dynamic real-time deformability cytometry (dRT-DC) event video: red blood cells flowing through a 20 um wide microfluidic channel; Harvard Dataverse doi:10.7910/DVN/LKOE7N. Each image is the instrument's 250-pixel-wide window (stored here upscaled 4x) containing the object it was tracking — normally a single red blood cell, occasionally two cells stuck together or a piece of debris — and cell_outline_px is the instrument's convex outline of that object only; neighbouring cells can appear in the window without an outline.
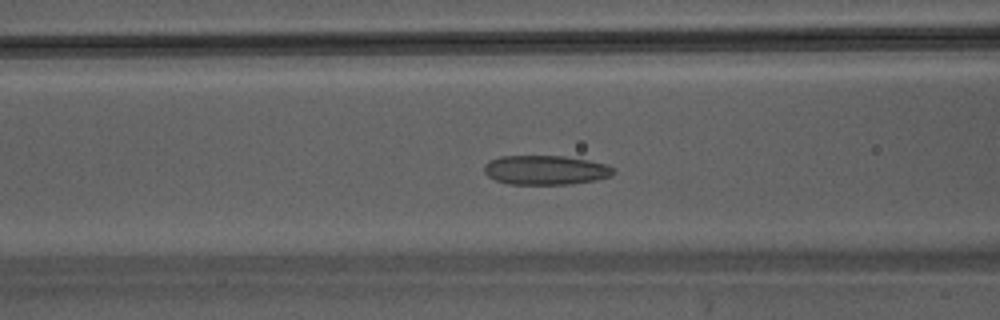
{"species": "Egyptian fruit bat (a non-hibernating species)", "species_latin": "Rousettus aegyptiacus", "temperature_condition": "warm", "stored_images_in_passage": 45, "camera_frame_rate_fps": 3000, "um_per_image_px": 0.085, "animal": {"sex": "male"}, "frame": {"image": 1, "passage_image": 18, "time_ms": 5.667, "image_size_px": [1000, 320], "cell_outline_px": [[616, 172], [612, 176], [596, 180], [572, 184], [508, 184], [496, 180], [488, 176], [484, 172], [484, 164], [488, 160], [500, 156], [564, 156], [588, 160], [608, 164], [616, 168]], "centroid_in_image_um": [46.41, 14.45], "position_along_channel_um": 120.2, "area_um2": 22.43}}
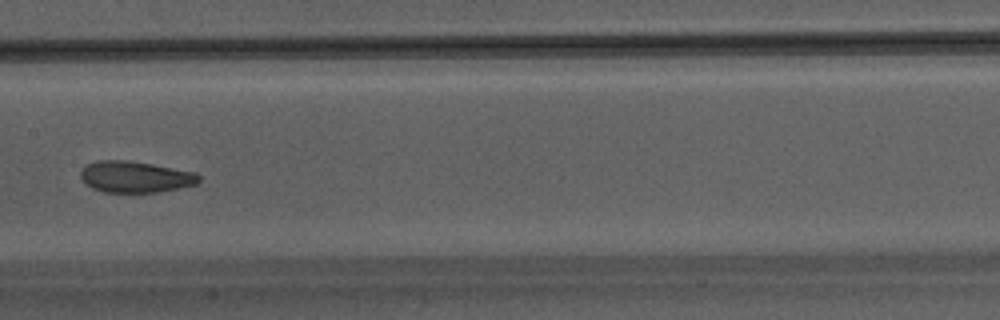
{"frame": {"image": 2, "passage_image": 23, "time_ms": 7.333, "image_size_px": [1000, 320], "cell_outline_px": [[200, 180], [196, 184], [156, 192], [104, 192], [92, 188], [80, 176], [80, 172], [88, 164], [100, 160], [124, 160], [152, 164], [196, 172], [200, 176]], "centroid_in_image_um": [11.51, 15.03], "position_along_channel_um": 195.9, "area_um2": 21.27}}
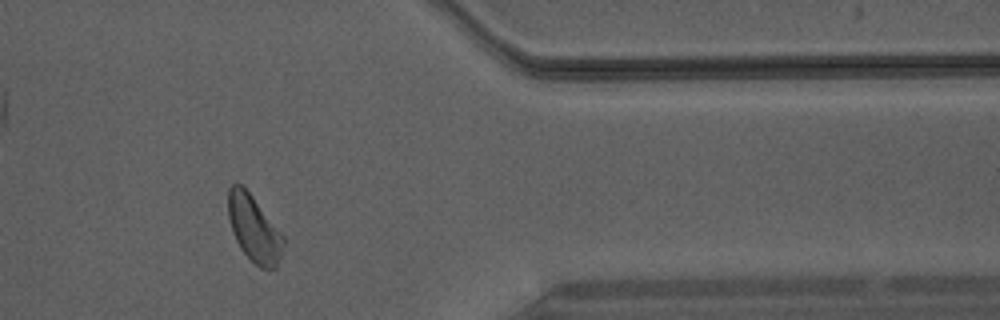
{"frame": {"image": 3, "passage_image": 37, "time_ms": 12.0, "image_size_px": [1000, 320], "cell_outline_px": [[284, 244], [280, 260], [276, 268], [260, 268], [240, 248], [232, 232], [228, 216], [228, 188], [236, 180], [252, 196], [284, 236]], "centroid_in_image_um": [21.58, 19.42], "position_along_channel_um": 389.8, "area_um2": 21.21}}